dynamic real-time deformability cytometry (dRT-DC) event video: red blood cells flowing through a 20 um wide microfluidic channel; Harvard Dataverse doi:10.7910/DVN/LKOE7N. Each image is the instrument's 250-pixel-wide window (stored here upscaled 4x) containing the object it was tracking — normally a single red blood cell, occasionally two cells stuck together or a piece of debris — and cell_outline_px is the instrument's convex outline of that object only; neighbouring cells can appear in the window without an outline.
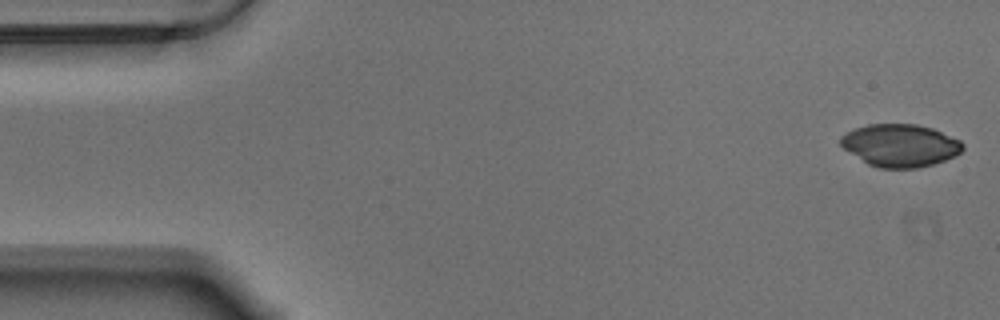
{"species": "Egyptian fruit bat (a non-hibernating species)", "species_latin": "Rousettus aegyptiacus", "temperature_condition": "warm", "stored_images_in_passage": 12, "camera_frame_rate_fps": 3000, "um_per_image_px": 0.085, "animal": {"sex": "male"}, "frame": {"image": 1, "passage_image": 1, "time_ms": 0.0, "image_size_px": [1000, 320], "cell_outline_px": [[964, 148], [956, 156], [932, 164], [916, 168], [880, 168], [868, 164], [844, 148], [840, 144], [840, 136], [856, 128], [868, 124], [916, 124], [932, 128], [960, 140], [964, 144]], "centroid_in_image_um": [76.53, 12.36], "position_along_channel_um": 8.5, "area_um2": 30.11}}